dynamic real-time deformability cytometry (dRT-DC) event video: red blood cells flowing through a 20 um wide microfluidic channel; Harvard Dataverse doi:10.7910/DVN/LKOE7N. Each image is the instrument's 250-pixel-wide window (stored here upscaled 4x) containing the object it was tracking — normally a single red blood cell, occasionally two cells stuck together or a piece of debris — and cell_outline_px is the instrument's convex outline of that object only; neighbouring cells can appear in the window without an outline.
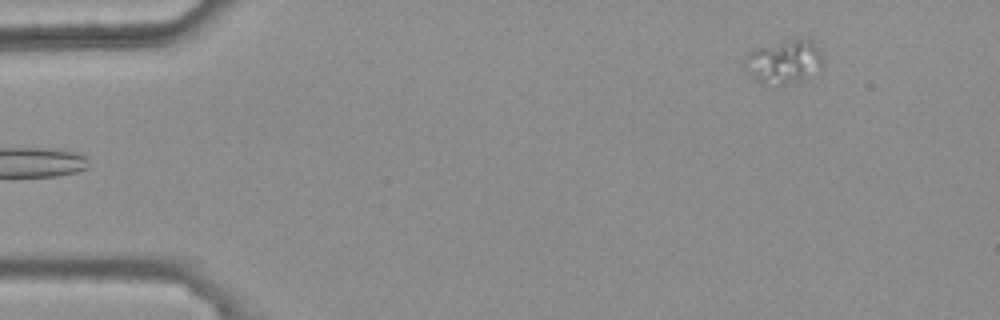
{"species": "common noctule bat (a hibernating species)", "species_latin": "Nyctalus noctula", "temperature_condition": "warm", "stored_images_in_passage": 5, "camera_frame_rate_fps": 3000, "um_per_image_px": 0.085, "animal": {"sex": "female", "body_mass_g": 25.1}, "frame": {"image": 1, "passage_image": 5, "time_ms": 1.333, "image_size_px": [1000, 320], "cell_outline_px": [[824, 64], [820, 68], [800, 76], [764, 88], [752, 76], [744, 64], [744, 56], [748, 52], [756, 48], [800, 36], [808, 36], [816, 44], [820, 52]], "centroid_in_image_um": [66.59, 5.16], "position_along_channel_um": 18.4, "area_um2": 19.54}}